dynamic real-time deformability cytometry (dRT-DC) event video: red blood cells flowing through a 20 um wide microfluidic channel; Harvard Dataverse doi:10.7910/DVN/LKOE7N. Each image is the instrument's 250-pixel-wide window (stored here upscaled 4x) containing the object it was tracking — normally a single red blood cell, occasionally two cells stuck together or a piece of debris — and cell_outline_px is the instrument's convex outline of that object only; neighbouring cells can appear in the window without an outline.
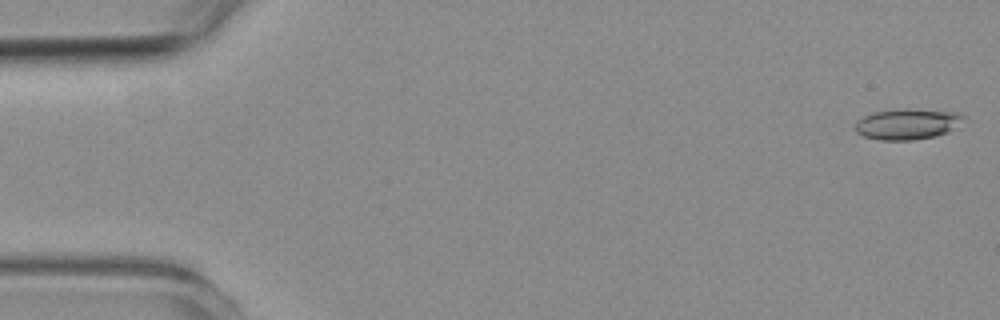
{"species": "common noctule bat (a hibernating species)", "species_latin": "Nyctalus noctula", "temperature_condition": "room temperature", "stored_images_in_passage": 8, "camera_frame_rate_fps": 3000, "um_per_image_px": 0.085, "animal": {"sex": "female", "body_mass_g": 19.3, "forearm_length_mm": 54.1}, "frame": {"image": 1, "passage_image": 1, "time_ms": 0.0, "image_size_px": [1000, 320], "cell_outline_px": [[964, 116], [948, 132], [936, 136], [912, 140], [880, 140], [864, 136], [856, 132], [856, 120], [872, 112], [904, 108], [908, 108], [960, 112]], "centroid_in_image_um": [77.08, 10.53], "position_along_channel_um": 7.9, "area_um2": 19.36}}